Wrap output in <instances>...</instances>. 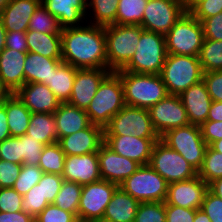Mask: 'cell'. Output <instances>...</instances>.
<instances>
[{
    "label": "cell",
    "instance_id": "63",
    "mask_svg": "<svg viewBox=\"0 0 222 222\" xmlns=\"http://www.w3.org/2000/svg\"><path fill=\"white\" fill-rule=\"evenodd\" d=\"M12 93L8 90V88L3 84V81L0 77V101L8 98Z\"/></svg>",
    "mask_w": 222,
    "mask_h": 222
},
{
    "label": "cell",
    "instance_id": "54",
    "mask_svg": "<svg viewBox=\"0 0 222 222\" xmlns=\"http://www.w3.org/2000/svg\"><path fill=\"white\" fill-rule=\"evenodd\" d=\"M201 134L209 146L212 142L222 139V121H210L207 120L201 126Z\"/></svg>",
    "mask_w": 222,
    "mask_h": 222
},
{
    "label": "cell",
    "instance_id": "31",
    "mask_svg": "<svg viewBox=\"0 0 222 222\" xmlns=\"http://www.w3.org/2000/svg\"><path fill=\"white\" fill-rule=\"evenodd\" d=\"M6 114L11 137H20L26 134L31 112L15 94L6 98Z\"/></svg>",
    "mask_w": 222,
    "mask_h": 222
},
{
    "label": "cell",
    "instance_id": "49",
    "mask_svg": "<svg viewBox=\"0 0 222 222\" xmlns=\"http://www.w3.org/2000/svg\"><path fill=\"white\" fill-rule=\"evenodd\" d=\"M203 82L206 85L212 101H222V71H209L203 73Z\"/></svg>",
    "mask_w": 222,
    "mask_h": 222
},
{
    "label": "cell",
    "instance_id": "18",
    "mask_svg": "<svg viewBox=\"0 0 222 222\" xmlns=\"http://www.w3.org/2000/svg\"><path fill=\"white\" fill-rule=\"evenodd\" d=\"M111 73L108 69H77L68 104L86 110L102 81Z\"/></svg>",
    "mask_w": 222,
    "mask_h": 222
},
{
    "label": "cell",
    "instance_id": "6",
    "mask_svg": "<svg viewBox=\"0 0 222 222\" xmlns=\"http://www.w3.org/2000/svg\"><path fill=\"white\" fill-rule=\"evenodd\" d=\"M166 57L165 35L143 29L134 56L118 71L161 74Z\"/></svg>",
    "mask_w": 222,
    "mask_h": 222
},
{
    "label": "cell",
    "instance_id": "46",
    "mask_svg": "<svg viewBox=\"0 0 222 222\" xmlns=\"http://www.w3.org/2000/svg\"><path fill=\"white\" fill-rule=\"evenodd\" d=\"M64 179L62 175L53 173H44L38 183H41V193L43 198L51 204L55 201L57 194L61 189Z\"/></svg>",
    "mask_w": 222,
    "mask_h": 222
},
{
    "label": "cell",
    "instance_id": "55",
    "mask_svg": "<svg viewBox=\"0 0 222 222\" xmlns=\"http://www.w3.org/2000/svg\"><path fill=\"white\" fill-rule=\"evenodd\" d=\"M6 48L28 52L26 32H6Z\"/></svg>",
    "mask_w": 222,
    "mask_h": 222
},
{
    "label": "cell",
    "instance_id": "57",
    "mask_svg": "<svg viewBox=\"0 0 222 222\" xmlns=\"http://www.w3.org/2000/svg\"><path fill=\"white\" fill-rule=\"evenodd\" d=\"M11 137L7 122L6 99L0 103V142Z\"/></svg>",
    "mask_w": 222,
    "mask_h": 222
},
{
    "label": "cell",
    "instance_id": "4",
    "mask_svg": "<svg viewBox=\"0 0 222 222\" xmlns=\"http://www.w3.org/2000/svg\"><path fill=\"white\" fill-rule=\"evenodd\" d=\"M107 48V69H123L134 56L143 28L140 25L104 26Z\"/></svg>",
    "mask_w": 222,
    "mask_h": 222
},
{
    "label": "cell",
    "instance_id": "42",
    "mask_svg": "<svg viewBox=\"0 0 222 222\" xmlns=\"http://www.w3.org/2000/svg\"><path fill=\"white\" fill-rule=\"evenodd\" d=\"M134 222H166L165 202H142Z\"/></svg>",
    "mask_w": 222,
    "mask_h": 222
},
{
    "label": "cell",
    "instance_id": "53",
    "mask_svg": "<svg viewBox=\"0 0 222 222\" xmlns=\"http://www.w3.org/2000/svg\"><path fill=\"white\" fill-rule=\"evenodd\" d=\"M166 222H194L195 210L165 204Z\"/></svg>",
    "mask_w": 222,
    "mask_h": 222
},
{
    "label": "cell",
    "instance_id": "15",
    "mask_svg": "<svg viewBox=\"0 0 222 222\" xmlns=\"http://www.w3.org/2000/svg\"><path fill=\"white\" fill-rule=\"evenodd\" d=\"M209 185L198 175L192 179L168 184L165 204L200 209Z\"/></svg>",
    "mask_w": 222,
    "mask_h": 222
},
{
    "label": "cell",
    "instance_id": "52",
    "mask_svg": "<svg viewBox=\"0 0 222 222\" xmlns=\"http://www.w3.org/2000/svg\"><path fill=\"white\" fill-rule=\"evenodd\" d=\"M204 39L222 41V12L201 21Z\"/></svg>",
    "mask_w": 222,
    "mask_h": 222
},
{
    "label": "cell",
    "instance_id": "51",
    "mask_svg": "<svg viewBox=\"0 0 222 222\" xmlns=\"http://www.w3.org/2000/svg\"><path fill=\"white\" fill-rule=\"evenodd\" d=\"M222 12V0H202L190 13L200 22Z\"/></svg>",
    "mask_w": 222,
    "mask_h": 222
},
{
    "label": "cell",
    "instance_id": "45",
    "mask_svg": "<svg viewBox=\"0 0 222 222\" xmlns=\"http://www.w3.org/2000/svg\"><path fill=\"white\" fill-rule=\"evenodd\" d=\"M0 160L22 164L21 136L9 137L0 142Z\"/></svg>",
    "mask_w": 222,
    "mask_h": 222
},
{
    "label": "cell",
    "instance_id": "20",
    "mask_svg": "<svg viewBox=\"0 0 222 222\" xmlns=\"http://www.w3.org/2000/svg\"><path fill=\"white\" fill-rule=\"evenodd\" d=\"M31 113H54L61 101L42 83H27L14 93Z\"/></svg>",
    "mask_w": 222,
    "mask_h": 222
},
{
    "label": "cell",
    "instance_id": "37",
    "mask_svg": "<svg viewBox=\"0 0 222 222\" xmlns=\"http://www.w3.org/2000/svg\"><path fill=\"white\" fill-rule=\"evenodd\" d=\"M65 153L58 142L45 145L38 166L44 173L62 175L64 171Z\"/></svg>",
    "mask_w": 222,
    "mask_h": 222
},
{
    "label": "cell",
    "instance_id": "22",
    "mask_svg": "<svg viewBox=\"0 0 222 222\" xmlns=\"http://www.w3.org/2000/svg\"><path fill=\"white\" fill-rule=\"evenodd\" d=\"M41 4L58 19L62 29L80 27L89 14L87 0H41Z\"/></svg>",
    "mask_w": 222,
    "mask_h": 222
},
{
    "label": "cell",
    "instance_id": "9",
    "mask_svg": "<svg viewBox=\"0 0 222 222\" xmlns=\"http://www.w3.org/2000/svg\"><path fill=\"white\" fill-rule=\"evenodd\" d=\"M160 139L177 151L198 172L203 165L208 145L204 141L200 126L189 124L168 130Z\"/></svg>",
    "mask_w": 222,
    "mask_h": 222
},
{
    "label": "cell",
    "instance_id": "48",
    "mask_svg": "<svg viewBox=\"0 0 222 222\" xmlns=\"http://www.w3.org/2000/svg\"><path fill=\"white\" fill-rule=\"evenodd\" d=\"M201 209L207 214L211 222H222V199L210 190L205 195Z\"/></svg>",
    "mask_w": 222,
    "mask_h": 222
},
{
    "label": "cell",
    "instance_id": "36",
    "mask_svg": "<svg viewBox=\"0 0 222 222\" xmlns=\"http://www.w3.org/2000/svg\"><path fill=\"white\" fill-rule=\"evenodd\" d=\"M81 191L82 185L64 180L53 204L64 211L74 213L78 217Z\"/></svg>",
    "mask_w": 222,
    "mask_h": 222
},
{
    "label": "cell",
    "instance_id": "34",
    "mask_svg": "<svg viewBox=\"0 0 222 222\" xmlns=\"http://www.w3.org/2000/svg\"><path fill=\"white\" fill-rule=\"evenodd\" d=\"M148 0H119L115 24L141 25Z\"/></svg>",
    "mask_w": 222,
    "mask_h": 222
},
{
    "label": "cell",
    "instance_id": "29",
    "mask_svg": "<svg viewBox=\"0 0 222 222\" xmlns=\"http://www.w3.org/2000/svg\"><path fill=\"white\" fill-rule=\"evenodd\" d=\"M26 39L29 52L48 58L62 59L61 34L27 31Z\"/></svg>",
    "mask_w": 222,
    "mask_h": 222
},
{
    "label": "cell",
    "instance_id": "65",
    "mask_svg": "<svg viewBox=\"0 0 222 222\" xmlns=\"http://www.w3.org/2000/svg\"><path fill=\"white\" fill-rule=\"evenodd\" d=\"M9 2L10 0H0V13Z\"/></svg>",
    "mask_w": 222,
    "mask_h": 222
},
{
    "label": "cell",
    "instance_id": "17",
    "mask_svg": "<svg viewBox=\"0 0 222 222\" xmlns=\"http://www.w3.org/2000/svg\"><path fill=\"white\" fill-rule=\"evenodd\" d=\"M98 160L101 179L118 186L140 167L139 163L118 155L104 142L99 147Z\"/></svg>",
    "mask_w": 222,
    "mask_h": 222
},
{
    "label": "cell",
    "instance_id": "2",
    "mask_svg": "<svg viewBox=\"0 0 222 222\" xmlns=\"http://www.w3.org/2000/svg\"><path fill=\"white\" fill-rule=\"evenodd\" d=\"M115 73L121 78L127 106L149 109L168 95L160 74Z\"/></svg>",
    "mask_w": 222,
    "mask_h": 222
},
{
    "label": "cell",
    "instance_id": "43",
    "mask_svg": "<svg viewBox=\"0 0 222 222\" xmlns=\"http://www.w3.org/2000/svg\"><path fill=\"white\" fill-rule=\"evenodd\" d=\"M44 144L35 140L32 136L24 134L21 136L22 164L38 165Z\"/></svg>",
    "mask_w": 222,
    "mask_h": 222
},
{
    "label": "cell",
    "instance_id": "16",
    "mask_svg": "<svg viewBox=\"0 0 222 222\" xmlns=\"http://www.w3.org/2000/svg\"><path fill=\"white\" fill-rule=\"evenodd\" d=\"M160 138H138L134 135H104V143L118 155L148 165L154 144Z\"/></svg>",
    "mask_w": 222,
    "mask_h": 222
},
{
    "label": "cell",
    "instance_id": "11",
    "mask_svg": "<svg viewBox=\"0 0 222 222\" xmlns=\"http://www.w3.org/2000/svg\"><path fill=\"white\" fill-rule=\"evenodd\" d=\"M104 135H134L138 138H160L148 109L125 105L104 128Z\"/></svg>",
    "mask_w": 222,
    "mask_h": 222
},
{
    "label": "cell",
    "instance_id": "58",
    "mask_svg": "<svg viewBox=\"0 0 222 222\" xmlns=\"http://www.w3.org/2000/svg\"><path fill=\"white\" fill-rule=\"evenodd\" d=\"M207 120L210 121H222V101H212Z\"/></svg>",
    "mask_w": 222,
    "mask_h": 222
},
{
    "label": "cell",
    "instance_id": "7",
    "mask_svg": "<svg viewBox=\"0 0 222 222\" xmlns=\"http://www.w3.org/2000/svg\"><path fill=\"white\" fill-rule=\"evenodd\" d=\"M204 41L201 22L186 12L165 35L167 54L199 56Z\"/></svg>",
    "mask_w": 222,
    "mask_h": 222
},
{
    "label": "cell",
    "instance_id": "13",
    "mask_svg": "<svg viewBox=\"0 0 222 222\" xmlns=\"http://www.w3.org/2000/svg\"><path fill=\"white\" fill-rule=\"evenodd\" d=\"M185 13L180 0H148L140 26L166 35Z\"/></svg>",
    "mask_w": 222,
    "mask_h": 222
},
{
    "label": "cell",
    "instance_id": "1",
    "mask_svg": "<svg viewBox=\"0 0 222 222\" xmlns=\"http://www.w3.org/2000/svg\"><path fill=\"white\" fill-rule=\"evenodd\" d=\"M62 61L77 69H107L104 26L85 24L61 30Z\"/></svg>",
    "mask_w": 222,
    "mask_h": 222
},
{
    "label": "cell",
    "instance_id": "3",
    "mask_svg": "<svg viewBox=\"0 0 222 222\" xmlns=\"http://www.w3.org/2000/svg\"><path fill=\"white\" fill-rule=\"evenodd\" d=\"M125 105L121 78L111 72L99 85L86 113L91 124L104 129Z\"/></svg>",
    "mask_w": 222,
    "mask_h": 222
},
{
    "label": "cell",
    "instance_id": "32",
    "mask_svg": "<svg viewBox=\"0 0 222 222\" xmlns=\"http://www.w3.org/2000/svg\"><path fill=\"white\" fill-rule=\"evenodd\" d=\"M76 72V67L62 61L50 77L48 87L61 103H66L70 99Z\"/></svg>",
    "mask_w": 222,
    "mask_h": 222
},
{
    "label": "cell",
    "instance_id": "41",
    "mask_svg": "<svg viewBox=\"0 0 222 222\" xmlns=\"http://www.w3.org/2000/svg\"><path fill=\"white\" fill-rule=\"evenodd\" d=\"M50 204L41 193V183L35 184L24 196L22 200V211L35 218L42 210Z\"/></svg>",
    "mask_w": 222,
    "mask_h": 222
},
{
    "label": "cell",
    "instance_id": "35",
    "mask_svg": "<svg viewBox=\"0 0 222 222\" xmlns=\"http://www.w3.org/2000/svg\"><path fill=\"white\" fill-rule=\"evenodd\" d=\"M198 58L203 72L222 71V41L204 39Z\"/></svg>",
    "mask_w": 222,
    "mask_h": 222
},
{
    "label": "cell",
    "instance_id": "8",
    "mask_svg": "<svg viewBox=\"0 0 222 222\" xmlns=\"http://www.w3.org/2000/svg\"><path fill=\"white\" fill-rule=\"evenodd\" d=\"M119 187L140 203L165 202L168 183L148 164L140 165Z\"/></svg>",
    "mask_w": 222,
    "mask_h": 222
},
{
    "label": "cell",
    "instance_id": "66",
    "mask_svg": "<svg viewBox=\"0 0 222 222\" xmlns=\"http://www.w3.org/2000/svg\"><path fill=\"white\" fill-rule=\"evenodd\" d=\"M95 222H109V221H106V220H98V221H95Z\"/></svg>",
    "mask_w": 222,
    "mask_h": 222
},
{
    "label": "cell",
    "instance_id": "56",
    "mask_svg": "<svg viewBox=\"0 0 222 222\" xmlns=\"http://www.w3.org/2000/svg\"><path fill=\"white\" fill-rule=\"evenodd\" d=\"M0 222H34V218L23 211L0 212Z\"/></svg>",
    "mask_w": 222,
    "mask_h": 222
},
{
    "label": "cell",
    "instance_id": "28",
    "mask_svg": "<svg viewBox=\"0 0 222 222\" xmlns=\"http://www.w3.org/2000/svg\"><path fill=\"white\" fill-rule=\"evenodd\" d=\"M140 202L118 187L103 216L109 222H134Z\"/></svg>",
    "mask_w": 222,
    "mask_h": 222
},
{
    "label": "cell",
    "instance_id": "12",
    "mask_svg": "<svg viewBox=\"0 0 222 222\" xmlns=\"http://www.w3.org/2000/svg\"><path fill=\"white\" fill-rule=\"evenodd\" d=\"M119 186L107 180H99L82 185L78 206L79 222H95L102 220L106 206Z\"/></svg>",
    "mask_w": 222,
    "mask_h": 222
},
{
    "label": "cell",
    "instance_id": "23",
    "mask_svg": "<svg viewBox=\"0 0 222 222\" xmlns=\"http://www.w3.org/2000/svg\"><path fill=\"white\" fill-rule=\"evenodd\" d=\"M179 97L186 109L190 124L201 126L207 121L212 99L203 80L189 87Z\"/></svg>",
    "mask_w": 222,
    "mask_h": 222
},
{
    "label": "cell",
    "instance_id": "26",
    "mask_svg": "<svg viewBox=\"0 0 222 222\" xmlns=\"http://www.w3.org/2000/svg\"><path fill=\"white\" fill-rule=\"evenodd\" d=\"M58 140L61 137L71 135L84 128H87L91 122L86 110L79 109L70 104L61 103L54 112Z\"/></svg>",
    "mask_w": 222,
    "mask_h": 222
},
{
    "label": "cell",
    "instance_id": "62",
    "mask_svg": "<svg viewBox=\"0 0 222 222\" xmlns=\"http://www.w3.org/2000/svg\"><path fill=\"white\" fill-rule=\"evenodd\" d=\"M6 32L0 20V53L6 48Z\"/></svg>",
    "mask_w": 222,
    "mask_h": 222
},
{
    "label": "cell",
    "instance_id": "64",
    "mask_svg": "<svg viewBox=\"0 0 222 222\" xmlns=\"http://www.w3.org/2000/svg\"><path fill=\"white\" fill-rule=\"evenodd\" d=\"M209 146L213 150H215V151H217L219 153H222V139L218 140V141H215V142H212Z\"/></svg>",
    "mask_w": 222,
    "mask_h": 222
},
{
    "label": "cell",
    "instance_id": "61",
    "mask_svg": "<svg viewBox=\"0 0 222 222\" xmlns=\"http://www.w3.org/2000/svg\"><path fill=\"white\" fill-rule=\"evenodd\" d=\"M194 222H211L207 214L200 208L195 210Z\"/></svg>",
    "mask_w": 222,
    "mask_h": 222
},
{
    "label": "cell",
    "instance_id": "50",
    "mask_svg": "<svg viewBox=\"0 0 222 222\" xmlns=\"http://www.w3.org/2000/svg\"><path fill=\"white\" fill-rule=\"evenodd\" d=\"M22 164L0 160V188L13 187Z\"/></svg>",
    "mask_w": 222,
    "mask_h": 222
},
{
    "label": "cell",
    "instance_id": "33",
    "mask_svg": "<svg viewBox=\"0 0 222 222\" xmlns=\"http://www.w3.org/2000/svg\"><path fill=\"white\" fill-rule=\"evenodd\" d=\"M118 2L119 0H87V12L92 10L86 16V19L90 20L89 22L86 20V23L98 26L115 24ZM89 17L93 20L88 19Z\"/></svg>",
    "mask_w": 222,
    "mask_h": 222
},
{
    "label": "cell",
    "instance_id": "14",
    "mask_svg": "<svg viewBox=\"0 0 222 222\" xmlns=\"http://www.w3.org/2000/svg\"><path fill=\"white\" fill-rule=\"evenodd\" d=\"M152 125L161 137L168 130L189 125V119L179 95L168 94L148 109Z\"/></svg>",
    "mask_w": 222,
    "mask_h": 222
},
{
    "label": "cell",
    "instance_id": "30",
    "mask_svg": "<svg viewBox=\"0 0 222 222\" xmlns=\"http://www.w3.org/2000/svg\"><path fill=\"white\" fill-rule=\"evenodd\" d=\"M26 134L44 145L58 142L54 113H31Z\"/></svg>",
    "mask_w": 222,
    "mask_h": 222
},
{
    "label": "cell",
    "instance_id": "44",
    "mask_svg": "<svg viewBox=\"0 0 222 222\" xmlns=\"http://www.w3.org/2000/svg\"><path fill=\"white\" fill-rule=\"evenodd\" d=\"M35 222H79L78 217L53 203L48 204L35 218Z\"/></svg>",
    "mask_w": 222,
    "mask_h": 222
},
{
    "label": "cell",
    "instance_id": "25",
    "mask_svg": "<svg viewBox=\"0 0 222 222\" xmlns=\"http://www.w3.org/2000/svg\"><path fill=\"white\" fill-rule=\"evenodd\" d=\"M27 52L5 48L0 53V77L3 84L14 94L24 85V63Z\"/></svg>",
    "mask_w": 222,
    "mask_h": 222
},
{
    "label": "cell",
    "instance_id": "19",
    "mask_svg": "<svg viewBox=\"0 0 222 222\" xmlns=\"http://www.w3.org/2000/svg\"><path fill=\"white\" fill-rule=\"evenodd\" d=\"M62 177L64 180L80 185L101 180L98 152L84 155H66Z\"/></svg>",
    "mask_w": 222,
    "mask_h": 222
},
{
    "label": "cell",
    "instance_id": "38",
    "mask_svg": "<svg viewBox=\"0 0 222 222\" xmlns=\"http://www.w3.org/2000/svg\"><path fill=\"white\" fill-rule=\"evenodd\" d=\"M61 30L58 19L50 14L40 3L31 16L28 31L44 34H61Z\"/></svg>",
    "mask_w": 222,
    "mask_h": 222
},
{
    "label": "cell",
    "instance_id": "59",
    "mask_svg": "<svg viewBox=\"0 0 222 222\" xmlns=\"http://www.w3.org/2000/svg\"><path fill=\"white\" fill-rule=\"evenodd\" d=\"M209 190L222 199V178L216 179L209 184Z\"/></svg>",
    "mask_w": 222,
    "mask_h": 222
},
{
    "label": "cell",
    "instance_id": "60",
    "mask_svg": "<svg viewBox=\"0 0 222 222\" xmlns=\"http://www.w3.org/2000/svg\"><path fill=\"white\" fill-rule=\"evenodd\" d=\"M202 0H180L182 8L185 12H190Z\"/></svg>",
    "mask_w": 222,
    "mask_h": 222
},
{
    "label": "cell",
    "instance_id": "24",
    "mask_svg": "<svg viewBox=\"0 0 222 222\" xmlns=\"http://www.w3.org/2000/svg\"><path fill=\"white\" fill-rule=\"evenodd\" d=\"M41 0H10L0 13V20L7 32H27L31 16Z\"/></svg>",
    "mask_w": 222,
    "mask_h": 222
},
{
    "label": "cell",
    "instance_id": "39",
    "mask_svg": "<svg viewBox=\"0 0 222 222\" xmlns=\"http://www.w3.org/2000/svg\"><path fill=\"white\" fill-rule=\"evenodd\" d=\"M198 176L208 185L214 180L222 178V153L208 146Z\"/></svg>",
    "mask_w": 222,
    "mask_h": 222
},
{
    "label": "cell",
    "instance_id": "27",
    "mask_svg": "<svg viewBox=\"0 0 222 222\" xmlns=\"http://www.w3.org/2000/svg\"><path fill=\"white\" fill-rule=\"evenodd\" d=\"M61 62L62 59L48 58L28 51L24 63V84L42 83L48 86L52 73Z\"/></svg>",
    "mask_w": 222,
    "mask_h": 222
},
{
    "label": "cell",
    "instance_id": "40",
    "mask_svg": "<svg viewBox=\"0 0 222 222\" xmlns=\"http://www.w3.org/2000/svg\"><path fill=\"white\" fill-rule=\"evenodd\" d=\"M44 172L38 165L22 164L18 178L13 188L24 196L42 178Z\"/></svg>",
    "mask_w": 222,
    "mask_h": 222
},
{
    "label": "cell",
    "instance_id": "10",
    "mask_svg": "<svg viewBox=\"0 0 222 222\" xmlns=\"http://www.w3.org/2000/svg\"><path fill=\"white\" fill-rule=\"evenodd\" d=\"M149 165L168 184L189 180L198 175V172L180 153L170 148L161 139L154 144Z\"/></svg>",
    "mask_w": 222,
    "mask_h": 222
},
{
    "label": "cell",
    "instance_id": "5",
    "mask_svg": "<svg viewBox=\"0 0 222 222\" xmlns=\"http://www.w3.org/2000/svg\"><path fill=\"white\" fill-rule=\"evenodd\" d=\"M198 56L167 54L161 77L170 95H180L203 79Z\"/></svg>",
    "mask_w": 222,
    "mask_h": 222
},
{
    "label": "cell",
    "instance_id": "47",
    "mask_svg": "<svg viewBox=\"0 0 222 222\" xmlns=\"http://www.w3.org/2000/svg\"><path fill=\"white\" fill-rule=\"evenodd\" d=\"M23 196L13 187L0 188V212L22 211Z\"/></svg>",
    "mask_w": 222,
    "mask_h": 222
},
{
    "label": "cell",
    "instance_id": "21",
    "mask_svg": "<svg viewBox=\"0 0 222 222\" xmlns=\"http://www.w3.org/2000/svg\"><path fill=\"white\" fill-rule=\"evenodd\" d=\"M103 142L104 129L94 124L58 140L65 155H84L98 152Z\"/></svg>",
    "mask_w": 222,
    "mask_h": 222
}]
</instances>
